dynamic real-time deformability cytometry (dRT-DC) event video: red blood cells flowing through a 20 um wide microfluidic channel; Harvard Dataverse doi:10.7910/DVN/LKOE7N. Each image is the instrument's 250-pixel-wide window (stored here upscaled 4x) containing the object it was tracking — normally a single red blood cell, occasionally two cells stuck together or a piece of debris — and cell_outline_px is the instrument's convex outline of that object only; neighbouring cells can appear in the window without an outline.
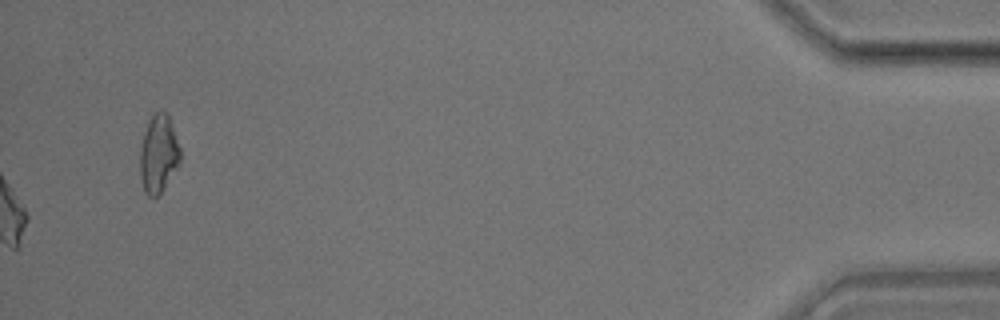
{"species": "common noctule bat (a hibernating species)", "species_latin": "Nyctalus noctula", "temperature_condition": "room temperature", "stored_images_in_passage": 40, "camera_frame_rate_fps": 3000, "um_per_image_px": 0.085, "animal": {"sex": "male", "body_mass_g": 17.9}, "frame": {"image": 1, "passage_image": 40, "time_ms": 13.0, "image_size_px": [1000, 320], "cell_outline_px": [[180, 164], [164, 188], [156, 196], [148, 196], [144, 192], [140, 180], [140, 148], [144, 132], [148, 120], [156, 112], [168, 112], [180, 148]], "centroid_in_image_um": [13.47, 13.09], "position_along_channel_um": 421.7, "area_um2": 18.38}}